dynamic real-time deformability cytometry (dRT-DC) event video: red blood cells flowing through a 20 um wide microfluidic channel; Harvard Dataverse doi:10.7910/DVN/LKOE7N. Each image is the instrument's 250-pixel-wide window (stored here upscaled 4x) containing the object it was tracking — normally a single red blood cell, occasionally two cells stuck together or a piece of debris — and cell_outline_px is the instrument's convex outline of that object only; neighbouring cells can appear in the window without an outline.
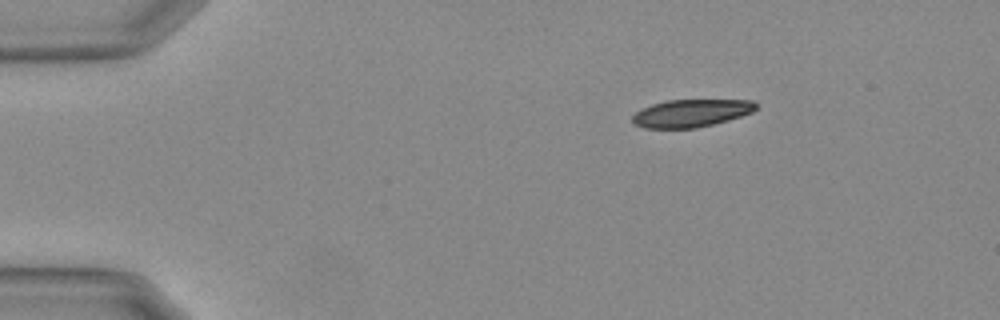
{"species": "Egyptian fruit bat (a non-hibernating species)", "species_latin": "Rousettus aegyptiacus", "temperature_condition": "warm", "stored_images_in_passage": 25, "camera_frame_rate_fps": 3000, "um_per_image_px": 0.085, "animal": {"sex": "female"}, "frame": {"image": 1, "passage_image": 1, "time_ms": 0.0, "image_size_px": [1000, 320], "cell_outline_px": [[756, 108], [752, 112], [728, 120], [696, 128], [644, 128], [636, 124], [632, 120], [632, 116], [636, 112], [652, 104], [668, 100], [752, 100], [756, 104]], "centroid_in_image_um": [58.74, 9.62], "position_along_channel_um": 26.3, "area_um2": 19.65}}
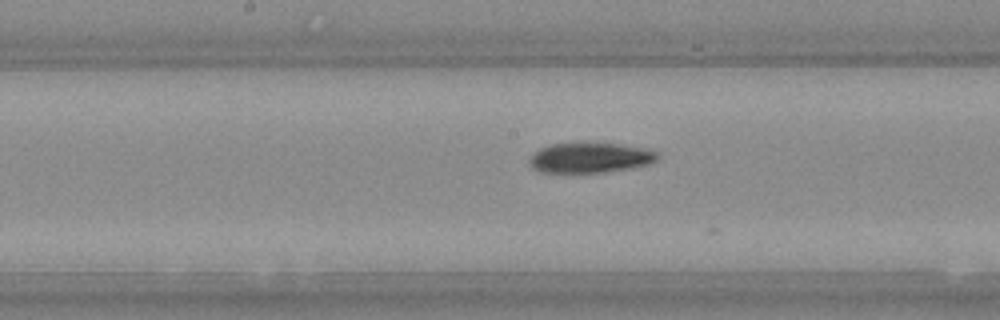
{"frame": {"image": 2, "passage_image": 21, "time_ms": 6.667, "image_size_px": [1000, 320], "cell_outline_px": [[660, 156], [656, 160], [648, 164], [628, 168], [604, 172], [540, 172], [532, 168], [528, 164], [528, 160], [532, 152], [540, 148], [552, 144], [576, 140], [584, 140], [620, 144], [648, 148], [660, 152]], "centroid_in_image_um": [50.13, 13.35], "position_along_channel_um": 198.1, "area_um2": 23.52}}
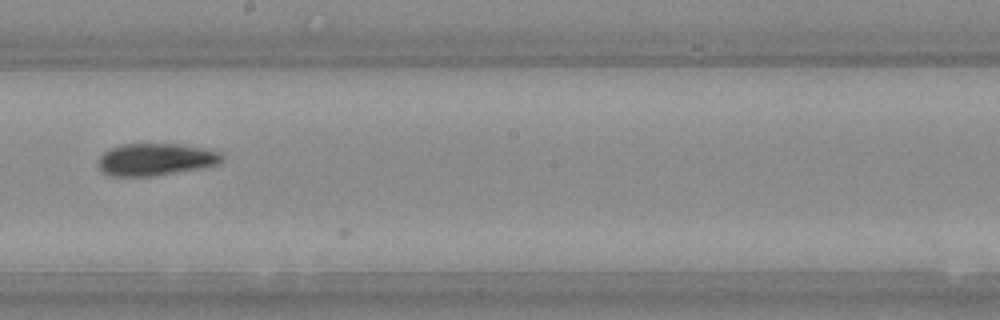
{"frame": {"image": 3, "passage_image": 24, "time_ms": 7.667, "image_size_px": [1000, 320], "cell_outline_px": [[224, 160], [220, 164], [204, 168], [156, 176], [108, 176], [100, 172], [96, 164], [100, 156], [104, 152], [120, 144], [180, 144], [204, 148], [220, 152], [224, 156]], "centroid_in_image_um": [13.24, 13.57], "position_along_channel_um": 235.0, "area_um2": 23.76}}